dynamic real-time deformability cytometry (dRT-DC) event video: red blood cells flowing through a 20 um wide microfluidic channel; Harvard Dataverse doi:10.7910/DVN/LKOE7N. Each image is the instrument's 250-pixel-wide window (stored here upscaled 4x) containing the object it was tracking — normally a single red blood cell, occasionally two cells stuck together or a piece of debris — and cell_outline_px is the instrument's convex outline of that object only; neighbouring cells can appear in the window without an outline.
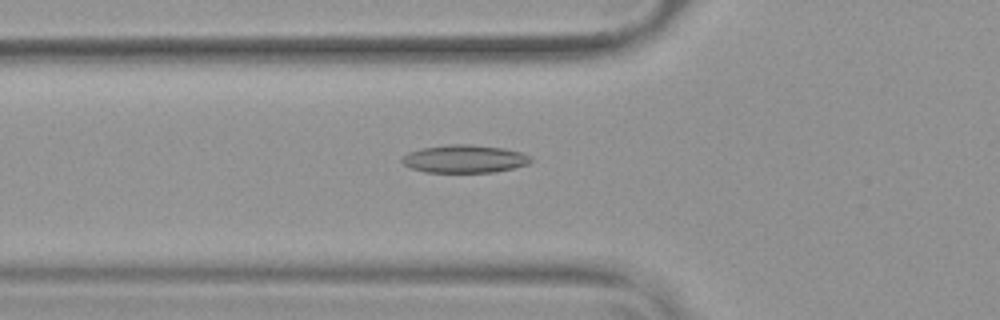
{"species": "common noctule bat (a hibernating species)", "species_latin": "Nyctalus noctula", "temperature_condition": "warm", "stored_images_in_passage": 52, "camera_frame_rate_fps": 3000, "um_per_image_px": 0.085, "animal": {"sex": "female", "body_mass_g": 19.9}, "frame": {"image": 1, "passage_image": 18, "time_ms": 5.667, "image_size_px": [1000, 320], "cell_outline_px": [[532, 160], [528, 164], [516, 168], [496, 172], [424, 172], [412, 168], [404, 164], [400, 160], [400, 156], [408, 152], [420, 148], [448, 144], [472, 144], [504, 148], [520, 152], [532, 156]], "centroid_in_image_um": [39.48, 13.5], "position_along_channel_um": 86.3, "area_um2": 21.27}}
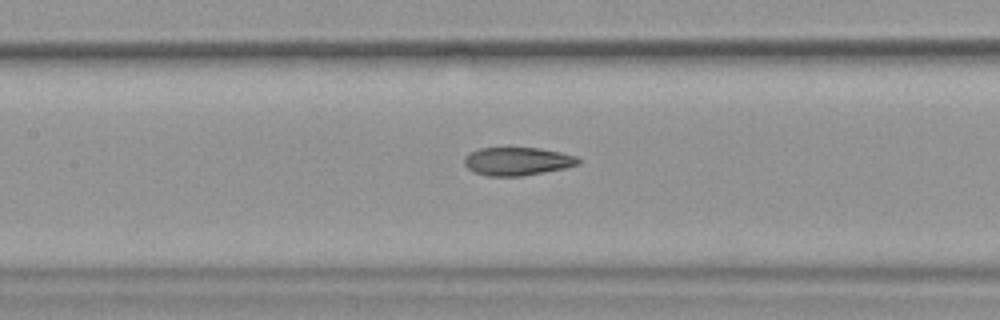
{"frame": {"image": 2, "passage_image": 24, "time_ms": 7.667, "image_size_px": [1000, 320], "cell_outline_px": [[580, 164], [564, 168], [524, 176], [488, 176], [472, 172], [464, 164], [464, 156], [480, 148], [540, 148], [560, 152], [576, 156], [580, 160]], "centroid_in_image_um": [43.96, 13.72], "position_along_channel_um": 163.4, "area_um2": 18.73}}
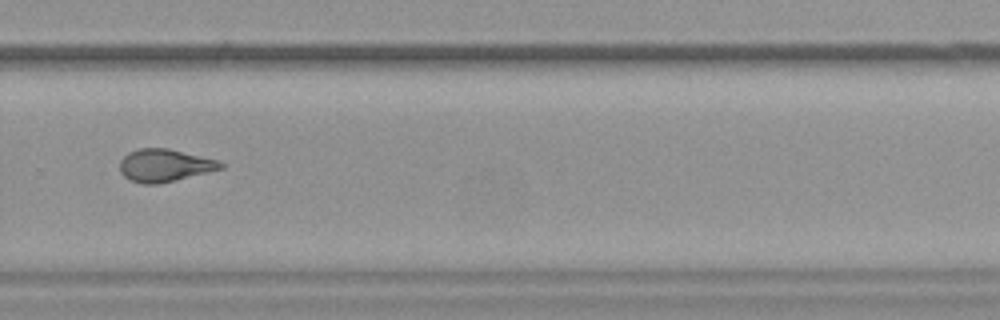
{"frame": {"image": 3, "passage_image": 36, "time_ms": 11.667, "image_size_px": [1000, 320], "cell_outline_px": [[224, 168], [160, 184], [140, 184], [124, 176], [120, 172], [120, 160], [128, 152], [136, 148], [168, 148], [216, 160], [224, 164]], "centroid_in_image_um": [13.96, 14.06], "position_along_channel_um": 315.8, "area_um2": 19.13}, "authors_computed_cell_mechanics": {"area_um2": 19.5364, "velocity_mm_per_s": 3.8339, "shape_relaxation_time_tau1_ms": null, "shape_relaxation_time_tau2_ms": 2.0246, "deformation_change_tau1": null, "deformation_change_tau2": 0.0985}}